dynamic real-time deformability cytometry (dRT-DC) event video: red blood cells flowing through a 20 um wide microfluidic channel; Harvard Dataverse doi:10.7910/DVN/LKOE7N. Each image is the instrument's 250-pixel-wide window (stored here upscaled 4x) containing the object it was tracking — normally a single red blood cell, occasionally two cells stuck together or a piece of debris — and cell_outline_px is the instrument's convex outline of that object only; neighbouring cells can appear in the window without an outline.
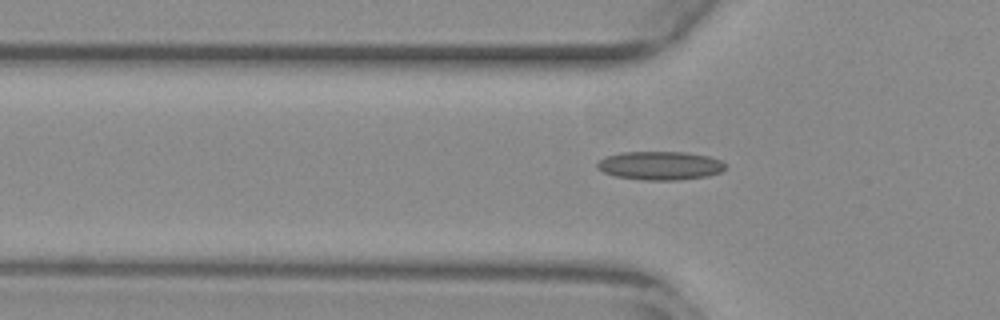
{"species": "common noctule bat (a hibernating species)", "species_latin": "Nyctalus noctula", "temperature_condition": "warm", "stored_images_in_passage": 50, "camera_frame_rate_fps": 3000, "um_per_image_px": 0.085, "animal": {"sex": "female", "body_mass_g": 29.2, "forearm_length_mm": 56.3}, "frame": {"image": 1, "passage_image": 18, "time_ms": 5.667, "image_size_px": [1000, 320], "cell_outline_px": [[724, 168], [720, 172], [708, 176], [680, 180], [644, 180], [616, 176], [604, 172], [596, 168], [596, 164], [604, 156], [620, 152], [684, 152], [708, 156], [720, 160], [724, 164]], "centroid_in_image_um": [56.07, 14.07], "position_along_channel_um": 69.7, "area_um2": 21.33}}
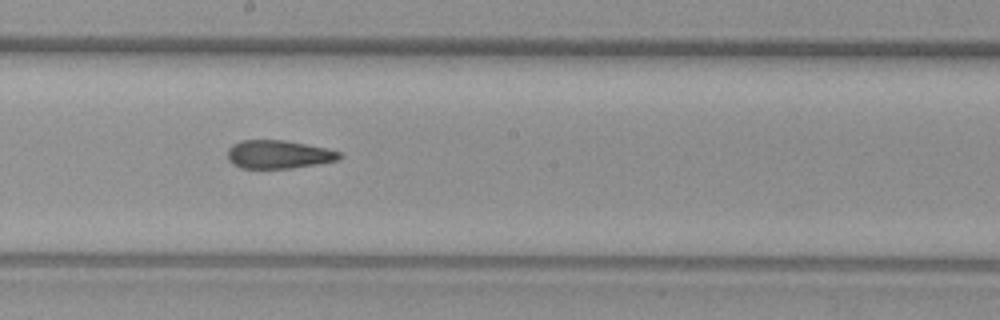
{"frame": {"image": 2, "passage_image": 30, "time_ms": 9.667, "image_size_px": [1000, 320], "cell_outline_px": [[344, 156], [340, 160], [292, 168], [240, 168], [232, 164], [228, 160], [228, 148], [232, 144], [240, 140], [284, 140], [324, 148], [340, 152]], "centroid_in_image_um": [23.65, 13.13], "position_along_channel_um": 224.5, "area_um2": 18.5}}
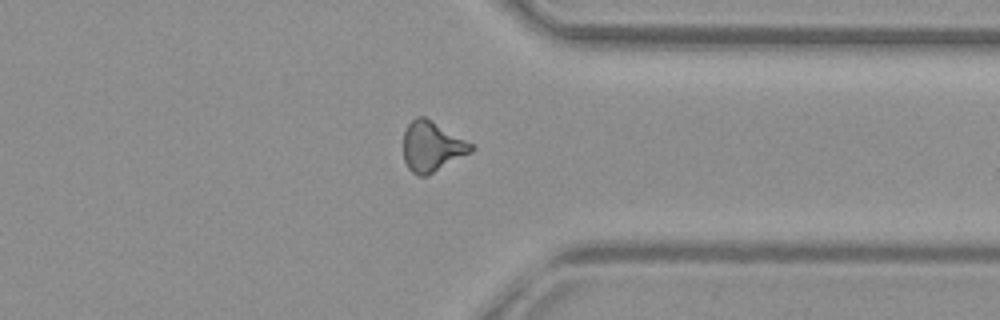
{"frame": {"image": 3, "passage_image": 42, "time_ms": 13.667, "image_size_px": [1000, 320], "cell_outline_px": [[476, 148], [472, 152], [428, 176], [420, 176], [412, 172], [408, 168], [404, 160], [404, 128], [416, 116], [424, 116], [472, 144]], "centroid_in_image_um": [36.7, 12.47], "position_along_channel_um": 374.7, "area_um2": 19.77}, "authors_computed_cell_mechanics": {"area_um2": 19.0162, "velocity_mm_per_s": 3.855, "shape_relaxation_time_tau1_ms": null, "shape_relaxation_time_tau2_ms": 2.0238, "deformation_change_tau1": null, "deformation_change_tau2": 0.105}}